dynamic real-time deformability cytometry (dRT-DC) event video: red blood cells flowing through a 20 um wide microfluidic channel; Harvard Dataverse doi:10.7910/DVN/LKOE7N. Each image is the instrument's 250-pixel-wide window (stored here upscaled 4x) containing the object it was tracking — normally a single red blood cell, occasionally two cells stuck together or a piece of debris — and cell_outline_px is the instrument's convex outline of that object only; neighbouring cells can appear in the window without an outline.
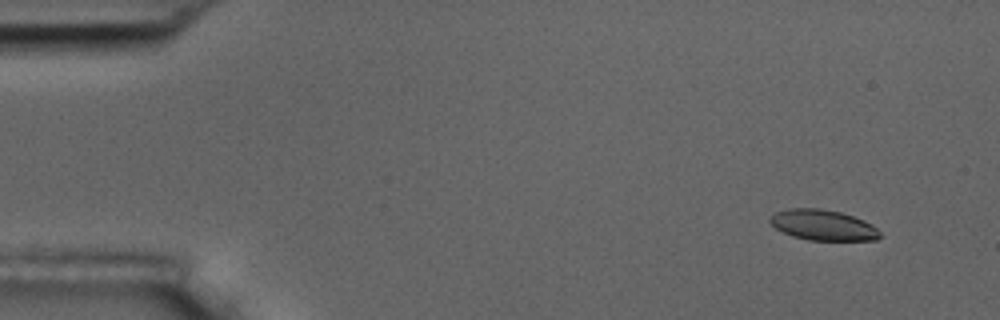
{"species": "common noctule bat (a hibernating species)", "species_latin": "Nyctalus noctula", "temperature_condition": "room temperature", "stored_images_in_passage": 5, "camera_frame_rate_fps": 3000, "um_per_image_px": 0.085, "animal": {"sex": "male", "body_mass_g": 17.5, "forearm_length_mm": 52.3}, "frame": {"image": 1, "passage_image": 1, "time_ms": 0.0, "image_size_px": [1000, 320], "cell_outline_px": [[880, 236], [876, 240], [808, 240], [792, 236], [776, 228], [768, 220], [776, 212], [788, 208], [820, 208], [840, 212], [864, 220], [872, 224], [880, 232]], "centroid_in_image_um": [69.96, 19.13], "position_along_channel_um": 15.0, "area_um2": 19.48}}
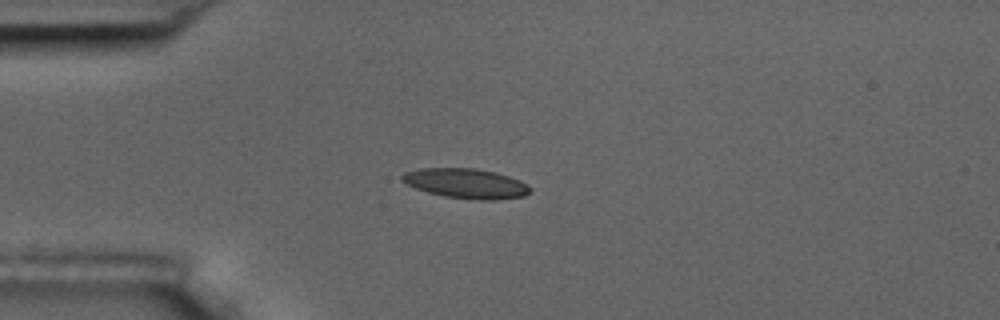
{"frame": {"image": 2, "passage_image": 4, "time_ms": 3.333, "image_size_px": [1000, 320], "cell_outline_px": [[532, 188], [524, 196], [492, 200], [476, 200], [444, 196], [428, 192], [416, 188], [400, 180], [400, 176], [404, 172], [420, 168], [476, 168], [496, 172], [520, 180], [528, 184]], "centroid_in_image_um": [39.61, 15.58], "position_along_channel_um": 45.4, "area_um2": 22.31}}
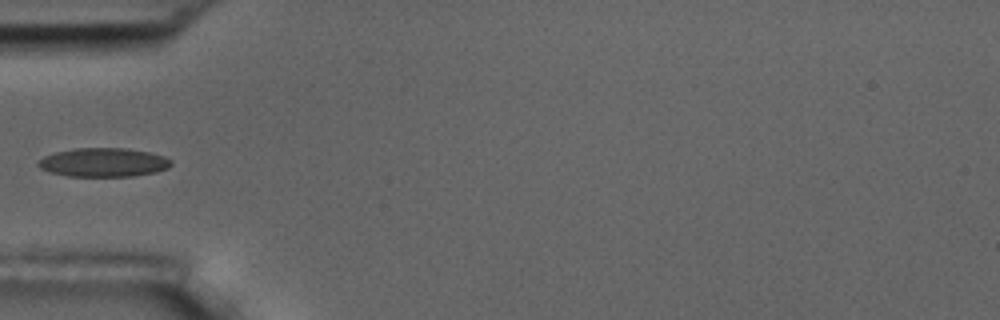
{"frame": {"image": 3, "passage_image": 5, "time_ms": 4.667, "image_size_px": [1000, 320], "cell_outline_px": [[172, 164], [168, 168], [156, 172], [132, 176], [68, 176], [52, 172], [40, 168], [36, 164], [36, 160], [44, 156], [56, 152], [76, 148], [124, 148], [148, 152], [164, 156], [172, 160]], "centroid_in_image_um": [8.79, 13.8], "position_along_channel_um": 76.2, "area_um2": 22.31}}